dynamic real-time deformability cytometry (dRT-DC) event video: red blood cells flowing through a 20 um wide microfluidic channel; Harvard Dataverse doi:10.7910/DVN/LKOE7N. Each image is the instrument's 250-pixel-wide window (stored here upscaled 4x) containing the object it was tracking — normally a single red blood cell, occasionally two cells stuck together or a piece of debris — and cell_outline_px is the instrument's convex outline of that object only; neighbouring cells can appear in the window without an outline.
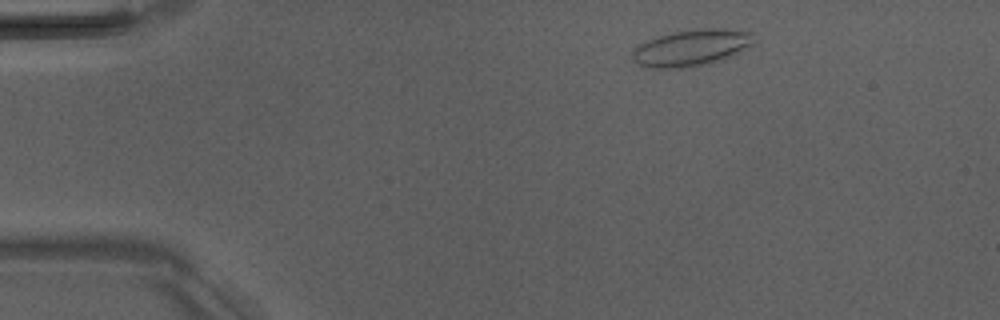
{"species": "Egyptian fruit bat (a non-hibernating species)", "species_latin": "Rousettus aegyptiacus", "temperature_condition": "room temperature", "stored_images_in_passage": 3, "camera_frame_rate_fps": 3000, "um_per_image_px": 0.085, "animal": {"sex": "male"}, "frame": {"image": 1, "passage_image": 1, "time_ms": 0.0, "image_size_px": [1000, 320], "cell_outline_px": [[752, 44], [724, 60], [708, 64], [684, 68], [652, 68], [640, 64], [632, 60], [632, 52], [636, 44], [656, 36], [672, 32], [696, 28], [728, 28], [752, 32]], "centroid_in_image_um": [58.73, 4.05], "position_along_channel_um": 26.3, "area_um2": 26.18}}